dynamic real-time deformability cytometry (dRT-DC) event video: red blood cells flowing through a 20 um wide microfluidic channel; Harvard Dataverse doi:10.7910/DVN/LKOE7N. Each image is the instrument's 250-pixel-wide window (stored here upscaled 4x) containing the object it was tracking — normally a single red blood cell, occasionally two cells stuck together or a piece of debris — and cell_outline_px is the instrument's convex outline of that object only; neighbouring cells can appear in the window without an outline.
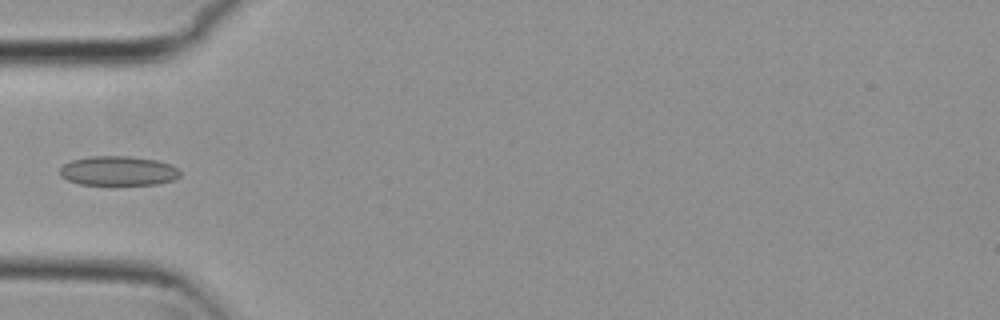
{"species": "common noctule bat (a hibernating species)", "species_latin": "Nyctalus noctula", "temperature_condition": "cold", "stored_images_in_passage": 5, "camera_frame_rate_fps": 3000, "um_per_image_px": 0.085, "animal": {"sex": "female", "body_mass_g": 29.2, "forearm_length_mm": 56.3}, "frame": {"image": 1, "passage_image": 5, "time_ms": 1.333, "image_size_px": [1000, 320], "cell_outline_px": [[180, 176], [172, 180], [156, 184], [80, 184], [68, 180], [60, 176], [60, 168], [64, 164], [72, 160], [88, 156], [128, 156], [156, 160], [168, 164], [176, 168], [180, 172]], "centroid_in_image_um": [10.02, 14.51], "position_along_channel_um": 75.0, "area_um2": 20.4}}